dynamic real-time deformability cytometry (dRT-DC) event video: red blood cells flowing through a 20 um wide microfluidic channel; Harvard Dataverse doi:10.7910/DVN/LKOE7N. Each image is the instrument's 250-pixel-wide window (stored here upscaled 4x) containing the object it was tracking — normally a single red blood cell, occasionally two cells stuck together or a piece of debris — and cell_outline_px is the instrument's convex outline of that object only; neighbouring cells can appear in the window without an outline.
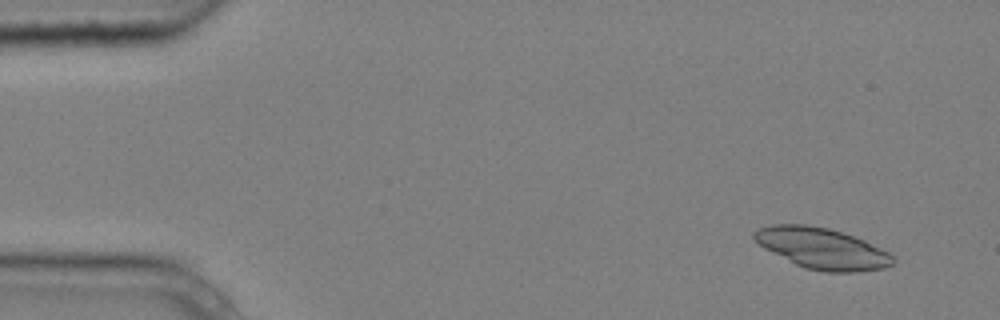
{"species": "common noctule bat (a hibernating species)", "species_latin": "Nyctalus noctula", "temperature_condition": "cold", "stored_images_in_passage": 4, "camera_frame_rate_fps": 3000, "um_per_image_px": 0.085, "animal": {"sex": "male", "body_mass_g": 20.4}, "frame": {"image": 1, "passage_image": 1, "time_ms": 0.0, "image_size_px": [1000, 320], "cell_outline_px": [[896, 260], [892, 264], [884, 268], [856, 272], [824, 272], [804, 268], [764, 248], [752, 236], [752, 232], [760, 228], [772, 224], [804, 224], [828, 228], [864, 240], [888, 252]], "centroid_in_image_um": [69.87, 21.12], "position_along_channel_um": 15.1, "area_um2": 32.83}}